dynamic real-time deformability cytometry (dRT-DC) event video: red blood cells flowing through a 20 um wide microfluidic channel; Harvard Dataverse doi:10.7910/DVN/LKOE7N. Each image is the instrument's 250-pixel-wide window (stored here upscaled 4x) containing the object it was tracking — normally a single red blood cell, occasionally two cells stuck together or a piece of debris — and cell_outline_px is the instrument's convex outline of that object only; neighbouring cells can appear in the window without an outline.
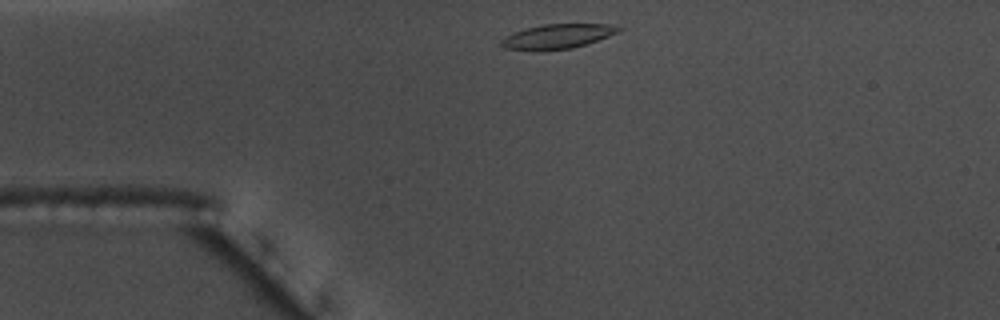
{"species": "common noctule bat (a hibernating species)", "species_latin": "Nyctalus noctula", "temperature_condition": "warm", "stored_images_in_passage": 33, "camera_frame_rate_fps": 3000, "um_per_image_px": 0.085, "animal": {"sex": "male", "body_mass_g": 17.5, "forearm_length_mm": 52.3}, "frame": {"image": 1, "passage_image": 1, "time_ms": 0.0, "image_size_px": [1000, 320], "cell_outline_px": [[624, 28], [620, 32], [572, 48], [540, 52], [532, 52], [504, 48], [500, 44], [500, 40], [516, 32], [528, 28], [544, 24], [608, 24]], "centroid_in_image_um": [47.36, 3.12], "position_along_channel_um": 37.6, "area_um2": 16.88}}
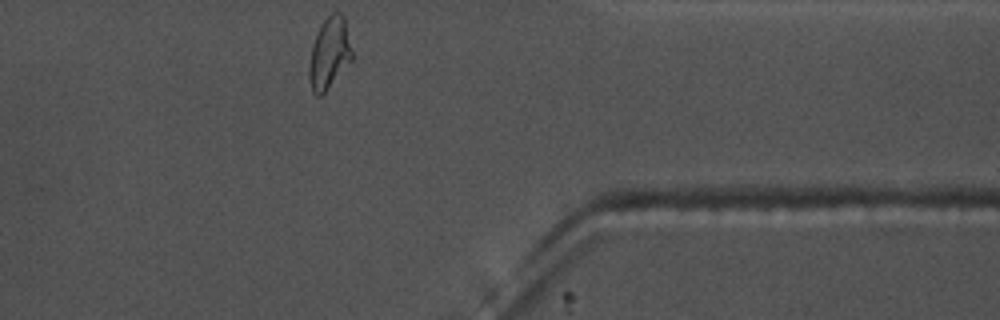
{"frame": {"image": 2, "passage_image": 33, "time_ms": 10.667, "image_size_px": [1000, 320], "cell_outline_px": [[352, 60], [324, 92], [320, 96], [316, 96], [312, 92], [308, 80], [308, 68], [312, 44], [316, 32], [320, 24], [332, 12], [340, 12], [344, 16], [352, 48]], "centroid_in_image_um": [27.97, 4.51], "position_along_channel_um": 383.4, "area_um2": 18.03}, "authors_computed_cell_mechanics": {"area_um2": 16.762, "velocity_mm_per_s": 3.6463, "shape_relaxation_time_tau1_ms": 7.1288, "shape_relaxation_time_tau2_ms": 1.7449, "deformation_change_tau1": 0.2333, "deformation_change_tau2": 0.0802}}